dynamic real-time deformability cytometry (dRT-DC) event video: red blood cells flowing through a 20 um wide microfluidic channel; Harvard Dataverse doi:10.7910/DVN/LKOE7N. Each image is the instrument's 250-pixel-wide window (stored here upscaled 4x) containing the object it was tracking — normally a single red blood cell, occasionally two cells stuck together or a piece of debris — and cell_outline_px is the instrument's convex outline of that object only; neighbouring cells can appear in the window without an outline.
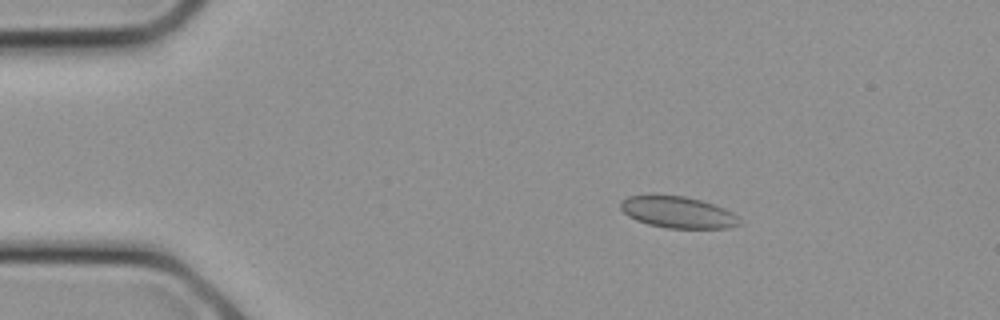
{"species": "common noctule bat (a hibernating species)", "species_latin": "Nyctalus noctula", "temperature_condition": "cold", "stored_images_in_passage": 9, "camera_frame_rate_fps": 3000, "um_per_image_px": 0.085, "animal": {"sex": "female", "body_mass_g": 21.9}, "frame": {"image": 1, "passage_image": 4, "time_ms": 1.0, "image_size_px": [1000, 320], "cell_outline_px": [[740, 224], [728, 228], [668, 228], [648, 224], [636, 220], [628, 216], [620, 208], [620, 200], [628, 196], [684, 196], [700, 200], [724, 208], [732, 212], [736, 216]], "centroid_in_image_um": [57.59, 18.05], "position_along_channel_um": 27.4, "area_um2": 21.5}}
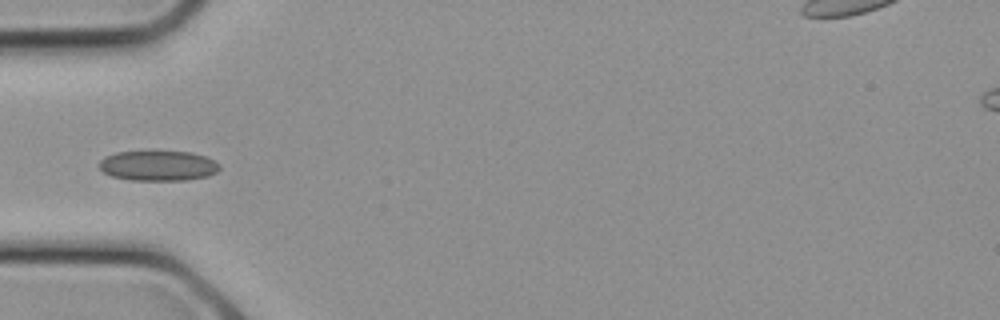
{"frame": {"image": 2, "passage_image": 8, "time_ms": 2.333, "image_size_px": [1000, 320], "cell_outline_px": [[220, 168], [216, 172], [208, 176], [188, 180], [132, 180], [112, 176], [104, 172], [100, 168], [100, 160], [104, 156], [116, 152], [192, 152], [204, 156], [220, 164]], "centroid_in_image_um": [13.45, 14.09], "position_along_channel_um": 71.6, "area_um2": 20.98}}